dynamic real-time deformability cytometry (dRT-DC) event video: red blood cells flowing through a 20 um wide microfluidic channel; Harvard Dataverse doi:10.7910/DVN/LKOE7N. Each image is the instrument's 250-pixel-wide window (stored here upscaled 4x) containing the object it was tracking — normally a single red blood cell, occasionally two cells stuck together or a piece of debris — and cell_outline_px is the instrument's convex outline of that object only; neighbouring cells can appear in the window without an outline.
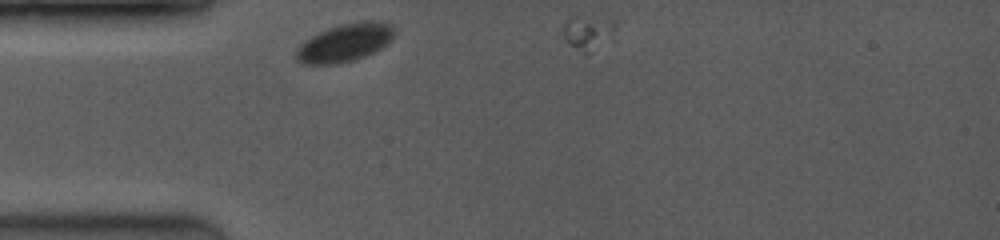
{"species": "common noctule bat (a hibernating species)", "species_latin": "Nyctalus noctula", "temperature_condition": "room temperature", "stored_images_in_passage": 5, "camera_frame_rate_fps": 3500, "um_per_image_px": 0.085, "animal": {"sex": "female", "body_mass_g": 19.0, "forearm_length_mm": 53.3}, "frame": {"image": 1, "passage_image": 1, "time_ms": 0.0, "image_size_px": [1000, 240], "cell_outline_px": [[392, 40], [380, 48], [364, 56], [352, 60], [336, 64], [300, 64], [296, 60], [296, 48], [304, 40], [328, 28], [340, 24], [364, 20], [388, 24], [392, 28]], "centroid_in_image_um": [29.23, 3.64], "position_along_channel_um": 55.8, "area_um2": 21.39}}